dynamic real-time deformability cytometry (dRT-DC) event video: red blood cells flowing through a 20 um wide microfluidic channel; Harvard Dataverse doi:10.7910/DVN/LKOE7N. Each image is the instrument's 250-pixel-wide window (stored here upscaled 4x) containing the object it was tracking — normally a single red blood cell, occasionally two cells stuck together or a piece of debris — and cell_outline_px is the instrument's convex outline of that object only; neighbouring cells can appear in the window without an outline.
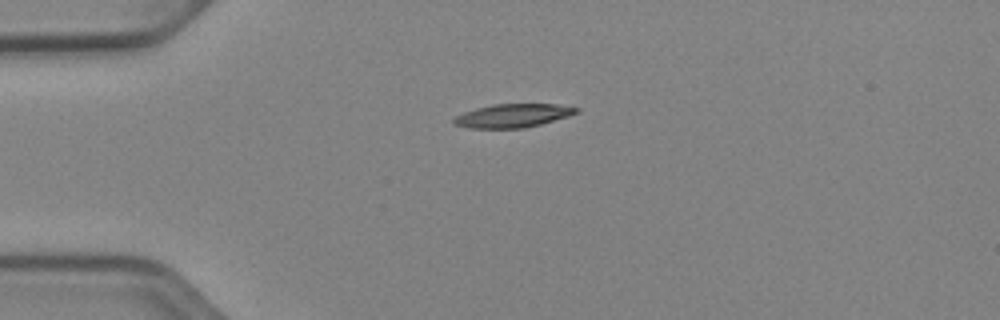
{"species": "Egyptian fruit bat (a non-hibernating species)", "species_latin": "Rousettus aegyptiacus", "temperature_condition": "cold", "stored_images_in_passage": 40, "camera_frame_rate_fps": 3000, "um_per_image_px": 0.085, "animal": {"sex": "female"}, "frame": {"image": 1, "passage_image": 1, "time_ms": 0.0, "image_size_px": [1000, 320], "cell_outline_px": [[580, 112], [568, 116], [540, 124], [524, 128], [468, 128], [452, 124], [452, 120], [456, 116], [464, 112], [476, 108], [492, 104], [556, 104], [580, 108]], "centroid_in_image_um": [43.58, 9.83], "position_along_channel_um": 41.4, "area_um2": 16.82}}
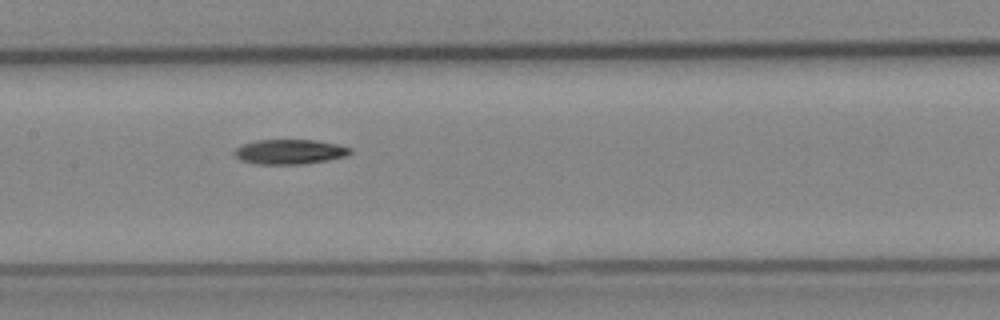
{"frame": {"image": 2, "passage_image": 14, "time_ms": 4.333, "image_size_px": [1000, 320], "cell_outline_px": [[352, 152], [344, 156], [328, 160], [304, 164], [256, 164], [240, 160], [232, 152], [236, 148], [244, 144], [256, 140], [316, 140], [336, 144], [352, 148]], "centroid_in_image_um": [24.61, 12.9], "position_along_channel_um": 182.8, "area_um2": 16.7}}
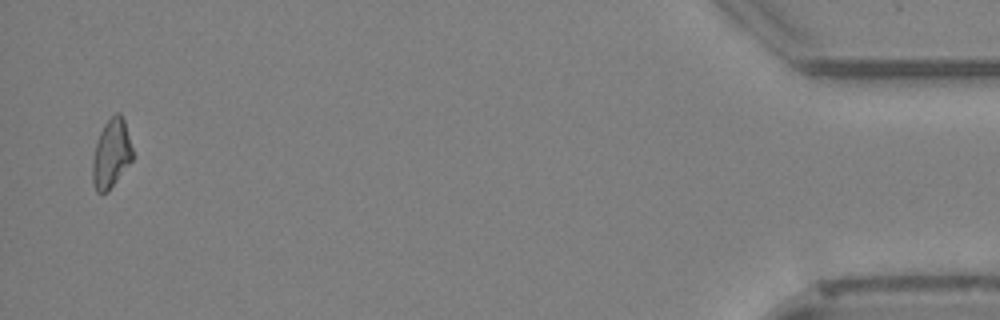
{"frame": {"image": 3, "passage_image": 39, "time_ms": 12.667, "image_size_px": [1000, 320], "cell_outline_px": [[132, 160], [108, 192], [96, 192], [92, 180], [92, 160], [96, 144], [100, 132], [104, 124], [116, 112], [120, 112], [124, 120], [132, 148]], "centroid_in_image_um": [9.44, 13.07], "position_along_channel_um": 425.8, "area_um2": 15.9}}